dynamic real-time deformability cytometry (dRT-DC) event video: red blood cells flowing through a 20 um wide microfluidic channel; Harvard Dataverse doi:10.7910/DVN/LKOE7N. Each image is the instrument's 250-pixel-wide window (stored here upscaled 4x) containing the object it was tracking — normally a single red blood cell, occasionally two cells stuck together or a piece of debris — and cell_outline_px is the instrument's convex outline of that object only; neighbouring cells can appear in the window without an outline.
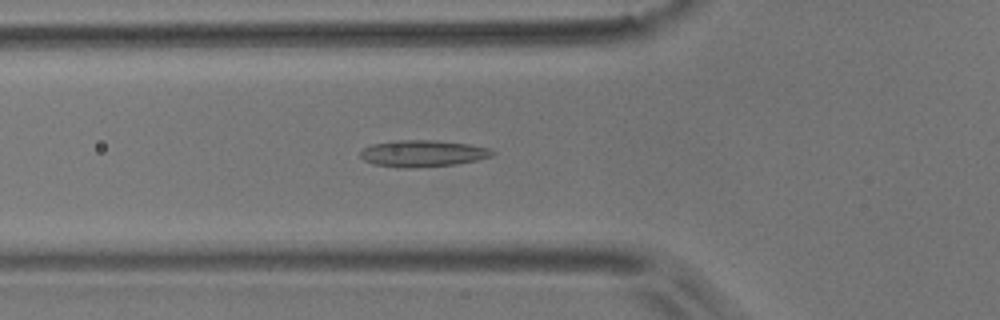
{"species": "common noctule bat (a hibernating species)", "species_latin": "Nyctalus noctula", "temperature_condition": "room temperature", "stored_images_in_passage": 54, "camera_frame_rate_fps": 3000, "um_per_image_px": 0.085, "animal": {"sex": "male", "body_mass_g": 17.9}, "frame": {"image": 1, "passage_image": 19, "time_ms": 6.0, "image_size_px": [1000, 320], "cell_outline_px": [[496, 152], [492, 156], [476, 160], [456, 164], [412, 168], [400, 168], [372, 164], [364, 160], [360, 156], [360, 152], [364, 148], [372, 144], [392, 140], [436, 140], [468, 144], [488, 148]], "centroid_in_image_um": [35.9, 13.04], "position_along_channel_um": 89.9, "area_um2": 20.58}}
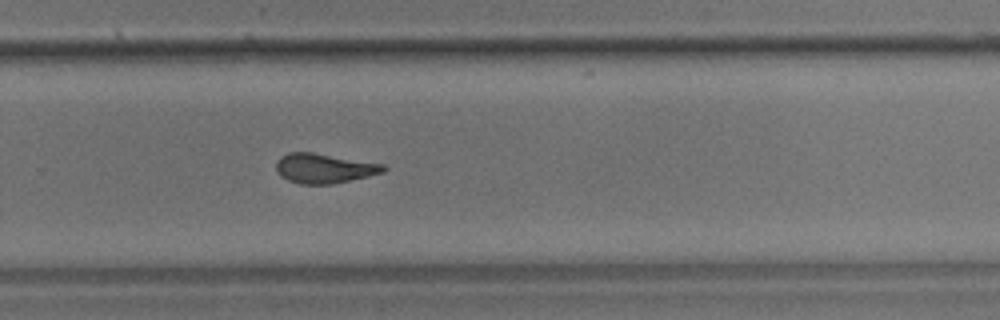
{"frame": {"image": 2, "passage_image": 36, "time_ms": 11.667, "image_size_px": [1000, 320], "cell_outline_px": [[388, 168], [384, 172], [368, 176], [332, 184], [300, 184], [288, 180], [280, 176], [276, 168], [276, 160], [280, 156], [288, 152], [312, 152], [384, 164]], "centroid_in_image_um": [27.54, 14.3], "position_along_channel_um": 302.3, "area_um2": 18.61}}
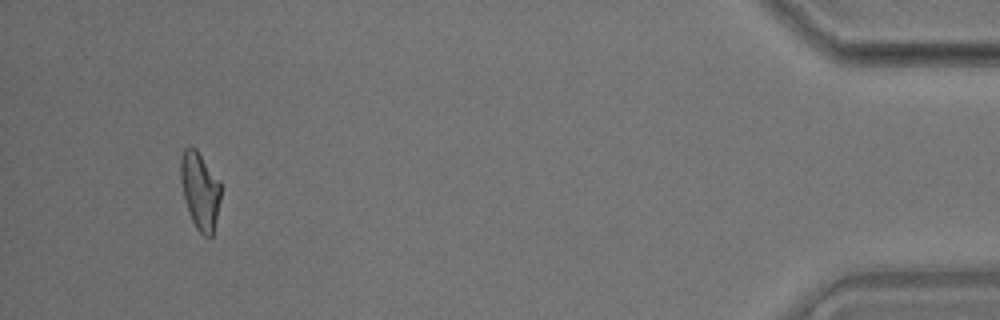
{"frame": {"image": 3, "passage_image": 51, "time_ms": 16.667, "image_size_px": [1000, 320], "cell_outline_px": [[220, 200], [212, 236], [204, 236], [196, 228], [192, 220], [184, 196], [180, 180], [180, 156], [184, 148], [188, 144], [196, 148], [220, 180]], "centroid_in_image_um": [16.99, 16.13], "position_along_channel_um": 418.2, "area_um2": 18.09}, "authors_computed_cell_mechanics": {"area_um2": 18.8139, "velocity_mm_per_s": 3.7394, "shape_relaxation_time_tau1_ms": null, "shape_relaxation_time_tau2_ms": 2.3262, "deformation_change_tau1": null, "deformation_change_tau2": 0.121}}